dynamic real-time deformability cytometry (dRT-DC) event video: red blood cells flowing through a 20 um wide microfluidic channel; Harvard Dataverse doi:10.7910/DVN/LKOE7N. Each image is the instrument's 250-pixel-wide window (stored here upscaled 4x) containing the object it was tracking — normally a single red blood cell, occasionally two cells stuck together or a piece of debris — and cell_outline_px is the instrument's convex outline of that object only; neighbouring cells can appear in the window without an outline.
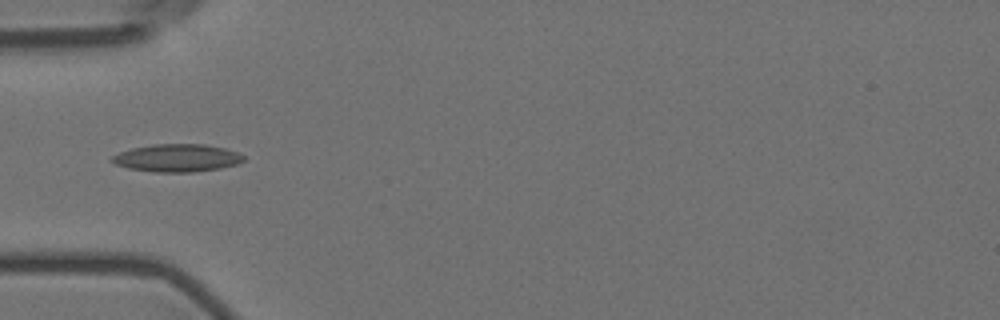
{"species": "Egyptian fruit bat (a non-hibernating species)", "species_latin": "Rousettus aegyptiacus", "temperature_condition": "room temperature", "stored_images_in_passage": 6, "camera_frame_rate_fps": 3000, "um_per_image_px": 0.085, "animal": {"sex": "female"}, "frame": {"image": 1, "passage_image": 4, "time_ms": 1.0, "image_size_px": [1000, 320], "cell_outline_px": [[244, 160], [236, 164], [220, 168], [192, 172], [156, 172], [128, 168], [116, 164], [108, 160], [112, 156], [120, 152], [132, 148], [152, 144], [204, 144], [224, 148], [236, 152], [244, 156]], "centroid_in_image_um": [15.02, 13.42], "position_along_channel_um": 70.0, "area_um2": 21.15}}
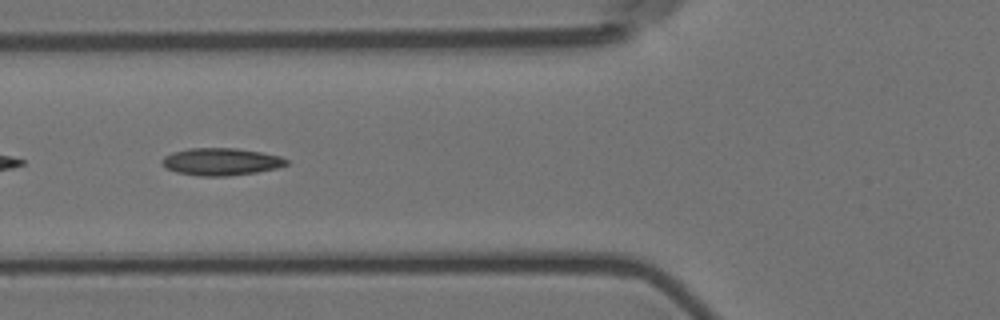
{"frame": {"image": 2, "passage_image": 5, "time_ms": 1.333, "image_size_px": [1000, 320], "cell_outline_px": [[288, 164], [276, 168], [256, 172], [228, 176], [196, 176], [176, 172], [164, 168], [160, 164], [160, 160], [164, 156], [172, 152], [188, 148], [236, 148], [260, 152], [280, 156], [288, 160]], "centroid_in_image_um": [18.72, 13.74], "position_along_channel_um": 107.1, "area_um2": 20.0}}
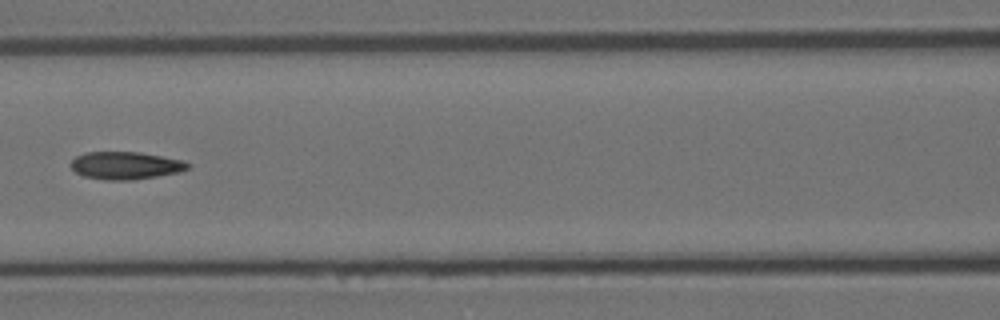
{"frame": {"image": 3, "passage_image": 6, "time_ms": 1.667, "image_size_px": [1000, 320], "cell_outline_px": [[192, 168], [180, 172], [132, 180], [104, 180], [84, 176], [76, 172], [68, 164], [76, 156], [84, 152], [140, 152], [184, 160], [192, 164]], "centroid_in_image_um": [10.71, 14.06], "position_along_channel_um": 155.9, "area_um2": 19.07}}